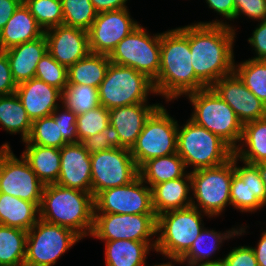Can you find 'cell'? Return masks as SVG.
<instances>
[{
	"mask_svg": "<svg viewBox=\"0 0 266 266\" xmlns=\"http://www.w3.org/2000/svg\"><path fill=\"white\" fill-rule=\"evenodd\" d=\"M210 9L227 20H235L234 0H205Z\"/></svg>",
	"mask_w": 266,
	"mask_h": 266,
	"instance_id": "c3c4849f",
	"label": "cell"
},
{
	"mask_svg": "<svg viewBox=\"0 0 266 266\" xmlns=\"http://www.w3.org/2000/svg\"><path fill=\"white\" fill-rule=\"evenodd\" d=\"M95 10L99 12L127 9L128 0H90Z\"/></svg>",
	"mask_w": 266,
	"mask_h": 266,
	"instance_id": "f907efd6",
	"label": "cell"
},
{
	"mask_svg": "<svg viewBox=\"0 0 266 266\" xmlns=\"http://www.w3.org/2000/svg\"><path fill=\"white\" fill-rule=\"evenodd\" d=\"M44 186L22 155L17 158L10 147L0 149V193L41 202Z\"/></svg>",
	"mask_w": 266,
	"mask_h": 266,
	"instance_id": "5bb4252c",
	"label": "cell"
},
{
	"mask_svg": "<svg viewBox=\"0 0 266 266\" xmlns=\"http://www.w3.org/2000/svg\"><path fill=\"white\" fill-rule=\"evenodd\" d=\"M246 227H233L225 232H217L203 228L201 233L192 243L189 251L177 262L178 264H187V266H220L222 258L210 260L216 251L220 250L223 241L240 236L246 233Z\"/></svg>",
	"mask_w": 266,
	"mask_h": 266,
	"instance_id": "603a6c76",
	"label": "cell"
},
{
	"mask_svg": "<svg viewBox=\"0 0 266 266\" xmlns=\"http://www.w3.org/2000/svg\"><path fill=\"white\" fill-rule=\"evenodd\" d=\"M244 85L266 105V60L251 59L234 64Z\"/></svg>",
	"mask_w": 266,
	"mask_h": 266,
	"instance_id": "e575fe53",
	"label": "cell"
},
{
	"mask_svg": "<svg viewBox=\"0 0 266 266\" xmlns=\"http://www.w3.org/2000/svg\"><path fill=\"white\" fill-rule=\"evenodd\" d=\"M211 88L233 109L242 124L266 117V105L235 72L221 77Z\"/></svg>",
	"mask_w": 266,
	"mask_h": 266,
	"instance_id": "ac0fdd59",
	"label": "cell"
},
{
	"mask_svg": "<svg viewBox=\"0 0 266 266\" xmlns=\"http://www.w3.org/2000/svg\"><path fill=\"white\" fill-rule=\"evenodd\" d=\"M44 30L38 25L29 8L22 2L0 31V51L41 37Z\"/></svg>",
	"mask_w": 266,
	"mask_h": 266,
	"instance_id": "484cf974",
	"label": "cell"
},
{
	"mask_svg": "<svg viewBox=\"0 0 266 266\" xmlns=\"http://www.w3.org/2000/svg\"><path fill=\"white\" fill-rule=\"evenodd\" d=\"M139 25L128 8L99 12L88 30L90 52L109 56L116 45Z\"/></svg>",
	"mask_w": 266,
	"mask_h": 266,
	"instance_id": "2e32d148",
	"label": "cell"
},
{
	"mask_svg": "<svg viewBox=\"0 0 266 266\" xmlns=\"http://www.w3.org/2000/svg\"><path fill=\"white\" fill-rule=\"evenodd\" d=\"M76 123L78 142H82L85 138L100 133L109 126V110L99 105L92 110L77 115Z\"/></svg>",
	"mask_w": 266,
	"mask_h": 266,
	"instance_id": "ab89813d",
	"label": "cell"
},
{
	"mask_svg": "<svg viewBox=\"0 0 266 266\" xmlns=\"http://www.w3.org/2000/svg\"><path fill=\"white\" fill-rule=\"evenodd\" d=\"M111 63L131 67L154 80L161 60V33L151 36L141 24L123 38L109 55Z\"/></svg>",
	"mask_w": 266,
	"mask_h": 266,
	"instance_id": "8fae6325",
	"label": "cell"
},
{
	"mask_svg": "<svg viewBox=\"0 0 266 266\" xmlns=\"http://www.w3.org/2000/svg\"><path fill=\"white\" fill-rule=\"evenodd\" d=\"M2 147H10V144H9L8 142H5L4 144H2V146L0 147V149H1Z\"/></svg>",
	"mask_w": 266,
	"mask_h": 266,
	"instance_id": "11a10c76",
	"label": "cell"
},
{
	"mask_svg": "<svg viewBox=\"0 0 266 266\" xmlns=\"http://www.w3.org/2000/svg\"><path fill=\"white\" fill-rule=\"evenodd\" d=\"M255 166L258 168L260 177L266 187V161L255 164Z\"/></svg>",
	"mask_w": 266,
	"mask_h": 266,
	"instance_id": "f5cc1de1",
	"label": "cell"
},
{
	"mask_svg": "<svg viewBox=\"0 0 266 266\" xmlns=\"http://www.w3.org/2000/svg\"><path fill=\"white\" fill-rule=\"evenodd\" d=\"M234 174V155L221 165L190 171L194 196L191 206L212 218L221 215L226 206H231L230 187Z\"/></svg>",
	"mask_w": 266,
	"mask_h": 266,
	"instance_id": "52a82bcc",
	"label": "cell"
},
{
	"mask_svg": "<svg viewBox=\"0 0 266 266\" xmlns=\"http://www.w3.org/2000/svg\"><path fill=\"white\" fill-rule=\"evenodd\" d=\"M259 266H266V230L261 234V238L256 247H252Z\"/></svg>",
	"mask_w": 266,
	"mask_h": 266,
	"instance_id": "816d5d0a",
	"label": "cell"
},
{
	"mask_svg": "<svg viewBox=\"0 0 266 266\" xmlns=\"http://www.w3.org/2000/svg\"><path fill=\"white\" fill-rule=\"evenodd\" d=\"M186 97L194 108L189 119L218 135L234 150L241 140L243 124L233 109L211 87Z\"/></svg>",
	"mask_w": 266,
	"mask_h": 266,
	"instance_id": "5b68a950",
	"label": "cell"
},
{
	"mask_svg": "<svg viewBox=\"0 0 266 266\" xmlns=\"http://www.w3.org/2000/svg\"><path fill=\"white\" fill-rule=\"evenodd\" d=\"M151 189L152 206L156 216L167 211L191 206L190 172H187L183 177L156 184Z\"/></svg>",
	"mask_w": 266,
	"mask_h": 266,
	"instance_id": "d4e9b609",
	"label": "cell"
},
{
	"mask_svg": "<svg viewBox=\"0 0 266 266\" xmlns=\"http://www.w3.org/2000/svg\"><path fill=\"white\" fill-rule=\"evenodd\" d=\"M188 38L174 28L161 33V60L153 80L156 95L167 102L207 88L195 75Z\"/></svg>",
	"mask_w": 266,
	"mask_h": 266,
	"instance_id": "7a4b0ae2",
	"label": "cell"
},
{
	"mask_svg": "<svg viewBox=\"0 0 266 266\" xmlns=\"http://www.w3.org/2000/svg\"><path fill=\"white\" fill-rule=\"evenodd\" d=\"M235 19L245 15L251 20L262 21L266 19V0H234Z\"/></svg>",
	"mask_w": 266,
	"mask_h": 266,
	"instance_id": "ee69618b",
	"label": "cell"
},
{
	"mask_svg": "<svg viewBox=\"0 0 266 266\" xmlns=\"http://www.w3.org/2000/svg\"><path fill=\"white\" fill-rule=\"evenodd\" d=\"M220 266H259L251 246L234 247L223 258Z\"/></svg>",
	"mask_w": 266,
	"mask_h": 266,
	"instance_id": "f6af8a7d",
	"label": "cell"
},
{
	"mask_svg": "<svg viewBox=\"0 0 266 266\" xmlns=\"http://www.w3.org/2000/svg\"><path fill=\"white\" fill-rule=\"evenodd\" d=\"M60 173L57 184L91 193L90 153L81 142L67 143L60 149Z\"/></svg>",
	"mask_w": 266,
	"mask_h": 266,
	"instance_id": "ffe728a7",
	"label": "cell"
},
{
	"mask_svg": "<svg viewBox=\"0 0 266 266\" xmlns=\"http://www.w3.org/2000/svg\"><path fill=\"white\" fill-rule=\"evenodd\" d=\"M156 228V214L94 213L90 237L102 241H153Z\"/></svg>",
	"mask_w": 266,
	"mask_h": 266,
	"instance_id": "4fadbf2b",
	"label": "cell"
},
{
	"mask_svg": "<svg viewBox=\"0 0 266 266\" xmlns=\"http://www.w3.org/2000/svg\"><path fill=\"white\" fill-rule=\"evenodd\" d=\"M40 203L0 193V225L29 231L39 220Z\"/></svg>",
	"mask_w": 266,
	"mask_h": 266,
	"instance_id": "83f0119b",
	"label": "cell"
},
{
	"mask_svg": "<svg viewBox=\"0 0 266 266\" xmlns=\"http://www.w3.org/2000/svg\"><path fill=\"white\" fill-rule=\"evenodd\" d=\"M160 105L138 103L109 110V123L119 134L120 148H132L147 119Z\"/></svg>",
	"mask_w": 266,
	"mask_h": 266,
	"instance_id": "7402d4cb",
	"label": "cell"
},
{
	"mask_svg": "<svg viewBox=\"0 0 266 266\" xmlns=\"http://www.w3.org/2000/svg\"><path fill=\"white\" fill-rule=\"evenodd\" d=\"M105 242L106 266H146L147 254L155 251L154 241L115 240Z\"/></svg>",
	"mask_w": 266,
	"mask_h": 266,
	"instance_id": "4316f807",
	"label": "cell"
},
{
	"mask_svg": "<svg viewBox=\"0 0 266 266\" xmlns=\"http://www.w3.org/2000/svg\"><path fill=\"white\" fill-rule=\"evenodd\" d=\"M138 172L139 177L150 188L183 177L187 173L184 161L177 153L150 159L138 169Z\"/></svg>",
	"mask_w": 266,
	"mask_h": 266,
	"instance_id": "4dcf8cb0",
	"label": "cell"
},
{
	"mask_svg": "<svg viewBox=\"0 0 266 266\" xmlns=\"http://www.w3.org/2000/svg\"><path fill=\"white\" fill-rule=\"evenodd\" d=\"M234 156V171L230 187L231 206L241 212H257L266 206V187L254 164L243 162L238 164ZM238 165V166H237Z\"/></svg>",
	"mask_w": 266,
	"mask_h": 266,
	"instance_id": "e0dca14e",
	"label": "cell"
},
{
	"mask_svg": "<svg viewBox=\"0 0 266 266\" xmlns=\"http://www.w3.org/2000/svg\"><path fill=\"white\" fill-rule=\"evenodd\" d=\"M60 131V120L51 114L32 121L30 135L22 142L61 149L68 142Z\"/></svg>",
	"mask_w": 266,
	"mask_h": 266,
	"instance_id": "d590c367",
	"label": "cell"
},
{
	"mask_svg": "<svg viewBox=\"0 0 266 266\" xmlns=\"http://www.w3.org/2000/svg\"><path fill=\"white\" fill-rule=\"evenodd\" d=\"M91 194L131 183L138 175V167L127 148H112L90 154Z\"/></svg>",
	"mask_w": 266,
	"mask_h": 266,
	"instance_id": "7c38bea8",
	"label": "cell"
},
{
	"mask_svg": "<svg viewBox=\"0 0 266 266\" xmlns=\"http://www.w3.org/2000/svg\"><path fill=\"white\" fill-rule=\"evenodd\" d=\"M190 206L164 212L157 216L156 253L162 254L174 264L191 248L192 243L204 228L202 218L206 213Z\"/></svg>",
	"mask_w": 266,
	"mask_h": 266,
	"instance_id": "277c9868",
	"label": "cell"
},
{
	"mask_svg": "<svg viewBox=\"0 0 266 266\" xmlns=\"http://www.w3.org/2000/svg\"><path fill=\"white\" fill-rule=\"evenodd\" d=\"M23 2L44 31L63 25L61 0H24Z\"/></svg>",
	"mask_w": 266,
	"mask_h": 266,
	"instance_id": "f35d334b",
	"label": "cell"
},
{
	"mask_svg": "<svg viewBox=\"0 0 266 266\" xmlns=\"http://www.w3.org/2000/svg\"><path fill=\"white\" fill-rule=\"evenodd\" d=\"M152 266H174V265H173L172 262L170 261V262H168V263L156 264V265H152Z\"/></svg>",
	"mask_w": 266,
	"mask_h": 266,
	"instance_id": "db71d44e",
	"label": "cell"
},
{
	"mask_svg": "<svg viewBox=\"0 0 266 266\" xmlns=\"http://www.w3.org/2000/svg\"><path fill=\"white\" fill-rule=\"evenodd\" d=\"M11 74L18 85L35 78L36 67L42 57L48 52L46 36L14 46L6 51Z\"/></svg>",
	"mask_w": 266,
	"mask_h": 266,
	"instance_id": "cb8c5ba5",
	"label": "cell"
},
{
	"mask_svg": "<svg viewBox=\"0 0 266 266\" xmlns=\"http://www.w3.org/2000/svg\"><path fill=\"white\" fill-rule=\"evenodd\" d=\"M63 25L89 30L98 12L90 0H61Z\"/></svg>",
	"mask_w": 266,
	"mask_h": 266,
	"instance_id": "74e56055",
	"label": "cell"
},
{
	"mask_svg": "<svg viewBox=\"0 0 266 266\" xmlns=\"http://www.w3.org/2000/svg\"><path fill=\"white\" fill-rule=\"evenodd\" d=\"M61 107V108H60ZM62 110V111H61ZM60 120L61 134L68 143L78 142L77 114L65 105H59L52 113Z\"/></svg>",
	"mask_w": 266,
	"mask_h": 266,
	"instance_id": "7bdbcfd3",
	"label": "cell"
},
{
	"mask_svg": "<svg viewBox=\"0 0 266 266\" xmlns=\"http://www.w3.org/2000/svg\"><path fill=\"white\" fill-rule=\"evenodd\" d=\"M100 105L106 109L147 103L148 95L155 94L153 80L131 67L110 63L99 88Z\"/></svg>",
	"mask_w": 266,
	"mask_h": 266,
	"instance_id": "ba28073f",
	"label": "cell"
},
{
	"mask_svg": "<svg viewBox=\"0 0 266 266\" xmlns=\"http://www.w3.org/2000/svg\"><path fill=\"white\" fill-rule=\"evenodd\" d=\"M23 158L45 185L56 183L60 173V149L25 143Z\"/></svg>",
	"mask_w": 266,
	"mask_h": 266,
	"instance_id": "f546056e",
	"label": "cell"
},
{
	"mask_svg": "<svg viewBox=\"0 0 266 266\" xmlns=\"http://www.w3.org/2000/svg\"><path fill=\"white\" fill-rule=\"evenodd\" d=\"M94 211V196L90 192L57 183L44 186L39 206L40 219L67 227L83 239L92 233Z\"/></svg>",
	"mask_w": 266,
	"mask_h": 266,
	"instance_id": "3957f363",
	"label": "cell"
},
{
	"mask_svg": "<svg viewBox=\"0 0 266 266\" xmlns=\"http://www.w3.org/2000/svg\"><path fill=\"white\" fill-rule=\"evenodd\" d=\"M234 156L241 162L254 165L266 161V117L243 124Z\"/></svg>",
	"mask_w": 266,
	"mask_h": 266,
	"instance_id": "f1b7e54d",
	"label": "cell"
},
{
	"mask_svg": "<svg viewBox=\"0 0 266 266\" xmlns=\"http://www.w3.org/2000/svg\"><path fill=\"white\" fill-rule=\"evenodd\" d=\"M17 84L11 74L10 64L4 51H0V96L15 93Z\"/></svg>",
	"mask_w": 266,
	"mask_h": 266,
	"instance_id": "bcb514c9",
	"label": "cell"
},
{
	"mask_svg": "<svg viewBox=\"0 0 266 266\" xmlns=\"http://www.w3.org/2000/svg\"><path fill=\"white\" fill-rule=\"evenodd\" d=\"M48 53L67 69L90 53L88 31L59 25L44 31Z\"/></svg>",
	"mask_w": 266,
	"mask_h": 266,
	"instance_id": "d6986e66",
	"label": "cell"
},
{
	"mask_svg": "<svg viewBox=\"0 0 266 266\" xmlns=\"http://www.w3.org/2000/svg\"><path fill=\"white\" fill-rule=\"evenodd\" d=\"M178 29L189 40L195 75L206 87H211L221 77L234 72V26L216 19Z\"/></svg>",
	"mask_w": 266,
	"mask_h": 266,
	"instance_id": "6da1fadb",
	"label": "cell"
},
{
	"mask_svg": "<svg viewBox=\"0 0 266 266\" xmlns=\"http://www.w3.org/2000/svg\"><path fill=\"white\" fill-rule=\"evenodd\" d=\"M27 231L0 225V266H24Z\"/></svg>",
	"mask_w": 266,
	"mask_h": 266,
	"instance_id": "836d02e7",
	"label": "cell"
},
{
	"mask_svg": "<svg viewBox=\"0 0 266 266\" xmlns=\"http://www.w3.org/2000/svg\"><path fill=\"white\" fill-rule=\"evenodd\" d=\"M22 2V0H0V31Z\"/></svg>",
	"mask_w": 266,
	"mask_h": 266,
	"instance_id": "681fc988",
	"label": "cell"
},
{
	"mask_svg": "<svg viewBox=\"0 0 266 266\" xmlns=\"http://www.w3.org/2000/svg\"><path fill=\"white\" fill-rule=\"evenodd\" d=\"M178 121L160 105L147 119L130 149L138 169L148 160L177 153Z\"/></svg>",
	"mask_w": 266,
	"mask_h": 266,
	"instance_id": "9c48e42d",
	"label": "cell"
},
{
	"mask_svg": "<svg viewBox=\"0 0 266 266\" xmlns=\"http://www.w3.org/2000/svg\"><path fill=\"white\" fill-rule=\"evenodd\" d=\"M81 143L90 154H93L112 148H120V137L116 129L109 124L100 133L85 138Z\"/></svg>",
	"mask_w": 266,
	"mask_h": 266,
	"instance_id": "b9f144b4",
	"label": "cell"
},
{
	"mask_svg": "<svg viewBox=\"0 0 266 266\" xmlns=\"http://www.w3.org/2000/svg\"><path fill=\"white\" fill-rule=\"evenodd\" d=\"M110 63L109 56L90 52L67 69L68 84L99 88Z\"/></svg>",
	"mask_w": 266,
	"mask_h": 266,
	"instance_id": "1f68e13d",
	"label": "cell"
},
{
	"mask_svg": "<svg viewBox=\"0 0 266 266\" xmlns=\"http://www.w3.org/2000/svg\"><path fill=\"white\" fill-rule=\"evenodd\" d=\"M94 213L155 214L152 189L139 177L129 184L106 189L94 198Z\"/></svg>",
	"mask_w": 266,
	"mask_h": 266,
	"instance_id": "9a60e30c",
	"label": "cell"
},
{
	"mask_svg": "<svg viewBox=\"0 0 266 266\" xmlns=\"http://www.w3.org/2000/svg\"><path fill=\"white\" fill-rule=\"evenodd\" d=\"M35 78L63 92L68 84V71L47 52L37 64Z\"/></svg>",
	"mask_w": 266,
	"mask_h": 266,
	"instance_id": "60d3db41",
	"label": "cell"
},
{
	"mask_svg": "<svg viewBox=\"0 0 266 266\" xmlns=\"http://www.w3.org/2000/svg\"><path fill=\"white\" fill-rule=\"evenodd\" d=\"M81 239L73 230L39 218L27 231L24 266H53Z\"/></svg>",
	"mask_w": 266,
	"mask_h": 266,
	"instance_id": "30bf717a",
	"label": "cell"
},
{
	"mask_svg": "<svg viewBox=\"0 0 266 266\" xmlns=\"http://www.w3.org/2000/svg\"><path fill=\"white\" fill-rule=\"evenodd\" d=\"M258 22L260 24L253 30L248 42L256 53L253 59L266 60V19Z\"/></svg>",
	"mask_w": 266,
	"mask_h": 266,
	"instance_id": "7dc6e473",
	"label": "cell"
},
{
	"mask_svg": "<svg viewBox=\"0 0 266 266\" xmlns=\"http://www.w3.org/2000/svg\"><path fill=\"white\" fill-rule=\"evenodd\" d=\"M15 93L31 121L50 116L62 103L59 89L36 78L18 84Z\"/></svg>",
	"mask_w": 266,
	"mask_h": 266,
	"instance_id": "44dd1931",
	"label": "cell"
},
{
	"mask_svg": "<svg viewBox=\"0 0 266 266\" xmlns=\"http://www.w3.org/2000/svg\"><path fill=\"white\" fill-rule=\"evenodd\" d=\"M0 126L9 134H21L22 141L30 135L32 121L16 93L0 96Z\"/></svg>",
	"mask_w": 266,
	"mask_h": 266,
	"instance_id": "d6a6232c",
	"label": "cell"
},
{
	"mask_svg": "<svg viewBox=\"0 0 266 266\" xmlns=\"http://www.w3.org/2000/svg\"><path fill=\"white\" fill-rule=\"evenodd\" d=\"M177 154L186 168L192 166L195 171L227 162L234 150L218 135L188 119L183 126L178 124Z\"/></svg>",
	"mask_w": 266,
	"mask_h": 266,
	"instance_id": "8992f818",
	"label": "cell"
},
{
	"mask_svg": "<svg viewBox=\"0 0 266 266\" xmlns=\"http://www.w3.org/2000/svg\"><path fill=\"white\" fill-rule=\"evenodd\" d=\"M77 115L92 110L100 105L98 88L67 84L62 92V103Z\"/></svg>",
	"mask_w": 266,
	"mask_h": 266,
	"instance_id": "8d00e7d4",
	"label": "cell"
}]
</instances>
